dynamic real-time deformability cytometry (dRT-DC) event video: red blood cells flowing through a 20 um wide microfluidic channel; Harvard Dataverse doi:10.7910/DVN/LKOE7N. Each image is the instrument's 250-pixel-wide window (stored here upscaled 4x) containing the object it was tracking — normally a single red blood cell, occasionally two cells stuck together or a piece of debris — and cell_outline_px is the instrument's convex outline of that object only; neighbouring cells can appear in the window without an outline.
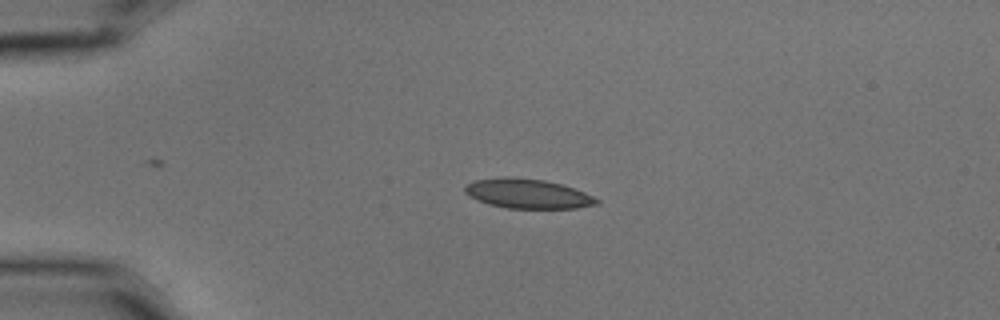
{"species": "common noctule bat (a hibernating species)", "species_latin": "Nyctalus noctula", "temperature_condition": "cold", "stored_images_in_passage": 4, "camera_frame_rate_fps": 3000, "um_per_image_px": 0.085, "animal": {"sex": "male", "body_mass_g": 15.6}, "frame": {"image": 1, "passage_image": 3, "time_ms": 0.667, "image_size_px": [1000, 320], "cell_outline_px": [[600, 204], [576, 208], [508, 208], [488, 204], [476, 200], [464, 192], [464, 188], [468, 184], [476, 180], [504, 176], [544, 180], [560, 184], [584, 192], [600, 200]], "centroid_in_image_um": [44.85, 16.47], "position_along_channel_um": 40.2, "area_um2": 22.54}}